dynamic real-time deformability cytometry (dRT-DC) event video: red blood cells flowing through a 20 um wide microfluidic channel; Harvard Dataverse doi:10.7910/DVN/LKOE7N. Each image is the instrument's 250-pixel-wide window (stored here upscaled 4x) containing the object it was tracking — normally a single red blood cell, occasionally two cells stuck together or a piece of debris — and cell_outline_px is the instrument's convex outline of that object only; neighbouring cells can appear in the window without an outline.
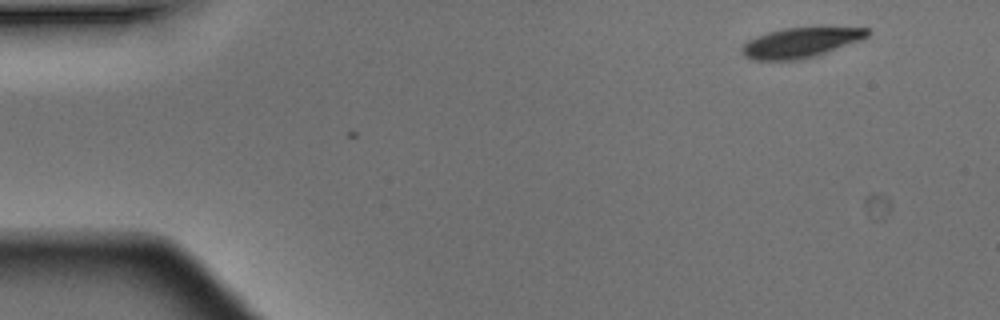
{"species": "Egyptian fruit bat (a non-hibernating species)", "species_latin": "Rousettus aegyptiacus", "temperature_condition": "warm", "stored_images_in_passage": 4, "camera_frame_rate_fps": 3000, "um_per_image_px": 0.085, "animal": {"sex": "male"}, "frame": {"image": 1, "passage_image": 4, "time_ms": 1.0, "image_size_px": [1000, 320], "cell_outline_px": [[872, 32], [868, 36], [860, 40], [816, 56], [800, 60], [752, 60], [744, 56], [740, 52], [740, 48], [748, 40], [756, 36], [768, 32], [784, 28], [868, 28]], "centroid_in_image_um": [68.01, 3.64], "position_along_channel_um": 17.0, "area_um2": 21.85}}